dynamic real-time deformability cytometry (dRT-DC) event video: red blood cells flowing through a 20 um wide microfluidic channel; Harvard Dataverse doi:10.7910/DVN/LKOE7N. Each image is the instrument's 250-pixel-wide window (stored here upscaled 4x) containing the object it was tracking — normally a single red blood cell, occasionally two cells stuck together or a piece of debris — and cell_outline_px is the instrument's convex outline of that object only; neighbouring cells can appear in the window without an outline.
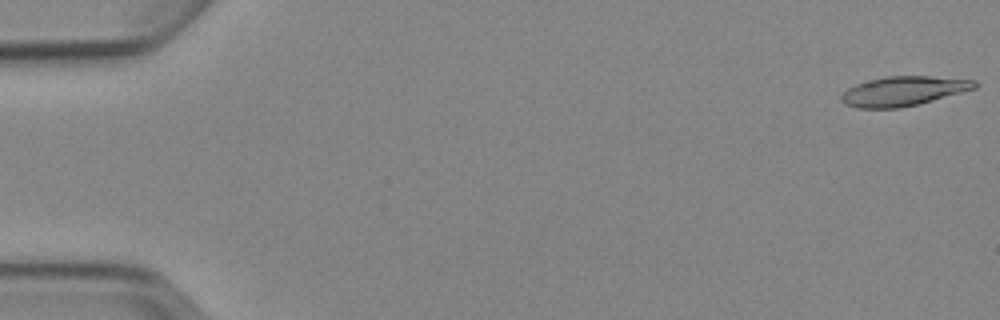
{"species": "Egyptian fruit bat (a non-hibernating species)", "species_latin": "Rousettus aegyptiacus", "temperature_condition": "cold", "stored_images_in_passage": 6, "camera_frame_rate_fps": 3000, "um_per_image_px": 0.085, "animal": {"sex": "female"}, "frame": {"image": 1, "passage_image": 1, "time_ms": 0.0, "image_size_px": [1000, 320], "cell_outline_px": [[976, 88], [932, 100], [900, 108], [856, 108], [844, 104], [840, 100], [840, 96], [848, 88], [856, 84], [888, 76], [928, 76], [976, 80]], "centroid_in_image_um": [76.75, 7.75], "position_along_channel_um": 8.3, "area_um2": 22.6}}
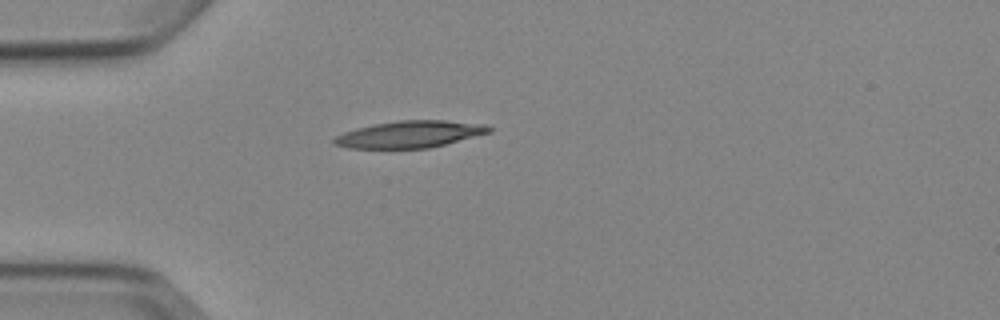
{"frame": {"image": 2, "passage_image": 5, "time_ms": 4.667, "image_size_px": [1000, 320], "cell_outline_px": [[492, 132], [428, 148], [348, 148], [332, 144], [332, 140], [336, 136], [344, 132], [356, 128], [376, 124], [400, 120], [444, 120], [488, 124], [492, 128]], "centroid_in_image_um": [34.85, 11.41], "position_along_channel_um": 50.2, "area_um2": 24.22}}